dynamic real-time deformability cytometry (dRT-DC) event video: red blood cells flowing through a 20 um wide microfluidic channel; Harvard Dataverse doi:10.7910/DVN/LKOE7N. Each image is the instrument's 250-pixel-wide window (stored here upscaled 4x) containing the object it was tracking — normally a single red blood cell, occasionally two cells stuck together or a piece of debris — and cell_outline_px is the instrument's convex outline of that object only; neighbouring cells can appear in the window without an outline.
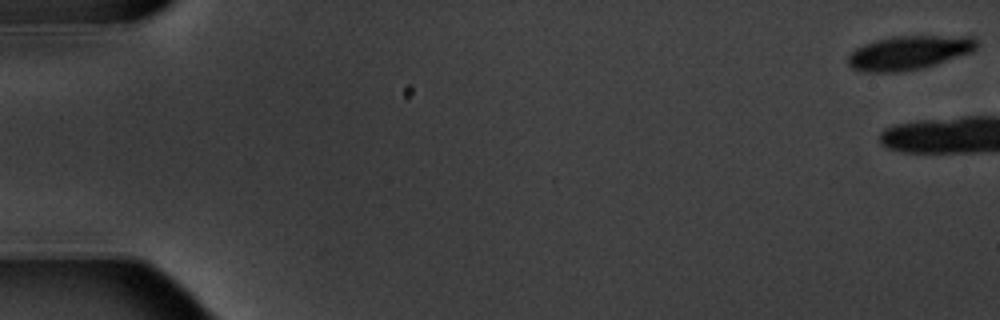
{"species": "common noctule bat (a hibernating species)", "species_latin": "Nyctalus noctula", "temperature_condition": "warm", "stored_images_in_passage": 4, "camera_frame_rate_fps": 3000, "um_per_image_px": 0.085, "animal": {"sex": "male", "body_mass_g": 20.1, "forearm_length_mm": 53.5}, "frame": {"image": 1, "passage_image": 1, "time_ms": 0.0, "image_size_px": [1000, 320], "cell_outline_px": [[976, 48], [972, 52], [924, 68], [900, 72], [864, 72], [852, 68], [848, 64], [848, 56], [856, 48], [864, 44], [876, 40], [892, 36], [972, 36], [976, 40]], "centroid_in_image_um": [77.25, 4.48], "position_along_channel_um": 7.7, "area_um2": 25.49}}